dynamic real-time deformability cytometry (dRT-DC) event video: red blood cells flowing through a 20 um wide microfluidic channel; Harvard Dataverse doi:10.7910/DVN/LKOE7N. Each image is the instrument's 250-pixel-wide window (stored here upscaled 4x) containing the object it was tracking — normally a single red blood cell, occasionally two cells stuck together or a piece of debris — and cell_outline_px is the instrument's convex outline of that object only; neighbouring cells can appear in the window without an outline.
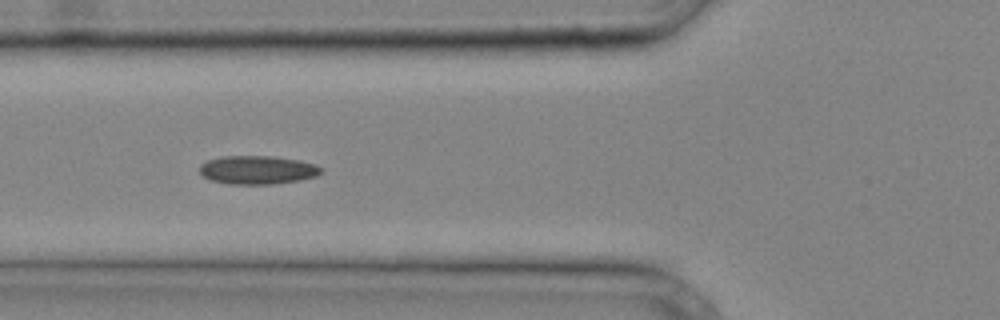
{"species": "common noctule bat (a hibernating species)", "species_latin": "Nyctalus noctula", "temperature_condition": "cold", "stored_images_in_passage": 16, "camera_frame_rate_fps": 3000, "um_per_image_px": 0.085, "animal": {"sex": "male", "body_mass_g": 20.4}, "frame": {"image": 1, "passage_image": 14, "time_ms": 4.333, "image_size_px": [1000, 320], "cell_outline_px": [[324, 168], [316, 176], [300, 180], [272, 184], [228, 184], [212, 180], [204, 176], [200, 172], [200, 164], [208, 160], [224, 156], [272, 156], [300, 160], [316, 164]], "centroid_in_image_um": [21.91, 14.44], "position_along_channel_um": 103.9, "area_um2": 20.17}}